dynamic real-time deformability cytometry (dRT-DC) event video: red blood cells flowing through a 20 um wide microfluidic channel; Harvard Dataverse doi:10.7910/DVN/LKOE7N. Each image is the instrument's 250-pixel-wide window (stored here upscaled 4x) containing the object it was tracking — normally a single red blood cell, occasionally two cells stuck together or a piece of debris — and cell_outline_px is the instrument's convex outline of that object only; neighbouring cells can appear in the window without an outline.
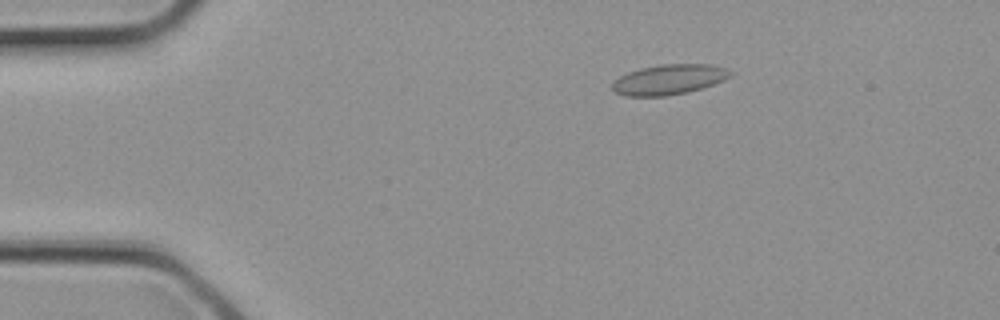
{"species": "common noctule bat (a hibernating species)", "species_latin": "Nyctalus noctula", "temperature_condition": "cold", "stored_images_in_passage": 3, "camera_frame_rate_fps": 3000, "um_per_image_px": 0.085, "animal": {"sex": "female", "body_mass_g": 21.9}, "frame": {"image": 1, "passage_image": 2, "time_ms": 0.333, "image_size_px": [1000, 320], "cell_outline_px": [[732, 76], [724, 80], [688, 92], [664, 96], [624, 96], [616, 92], [612, 88], [612, 84], [620, 76], [628, 72], [640, 68], [660, 64], [708, 64], [724, 68], [732, 72]], "centroid_in_image_um": [56.85, 6.75], "position_along_channel_um": 28.2, "area_um2": 20.58}}
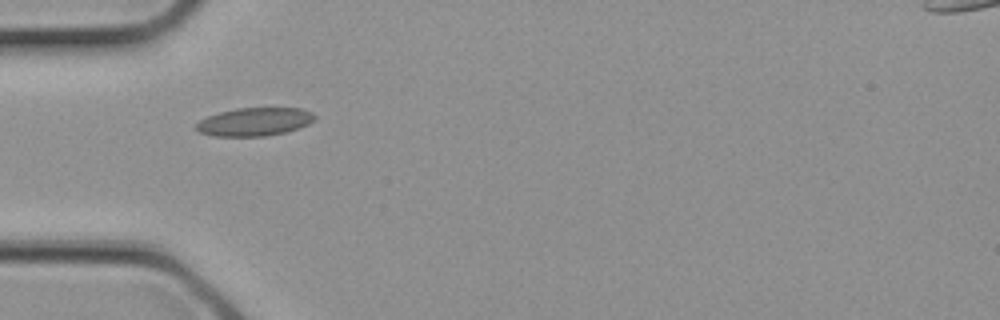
{"frame": {"image": 2, "passage_image": 3, "time_ms": 0.667, "image_size_px": [1000, 320], "cell_outline_px": [[316, 120], [308, 124], [284, 132], [264, 136], [212, 136], [200, 132], [196, 128], [196, 124], [200, 120], [208, 116], [220, 112], [236, 108], [300, 108], [312, 112], [316, 116]], "centroid_in_image_um": [21.64, 10.34], "position_along_channel_um": 63.4, "area_um2": 19.36}}